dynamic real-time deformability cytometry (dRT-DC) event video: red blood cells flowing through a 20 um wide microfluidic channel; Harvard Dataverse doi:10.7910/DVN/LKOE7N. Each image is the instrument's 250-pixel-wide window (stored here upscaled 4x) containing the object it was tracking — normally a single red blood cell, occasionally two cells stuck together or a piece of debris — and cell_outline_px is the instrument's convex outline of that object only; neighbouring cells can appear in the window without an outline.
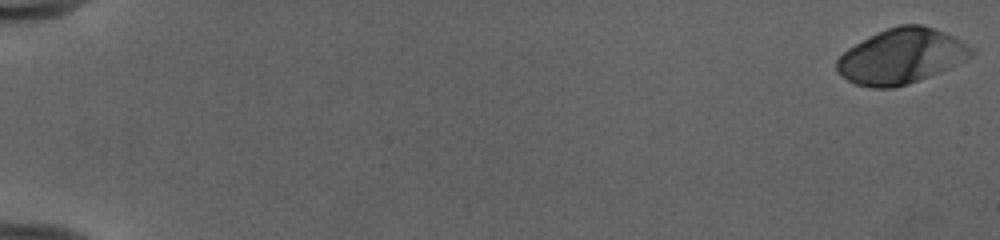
{"species": "human", "species_latin": "Homo sapiens", "temperature_condition": "cold", "stored_images_in_passage": 53, "camera_frame_rate_fps": 3000, "um_per_image_px": 0.085, "donor": {"sex": "female"}, "frame": {"image": 1, "passage_image": 1, "time_ms": 0.0, "image_size_px": [1000, 240], "cell_outline_px": [[976, 52], [972, 56], [940, 72], [908, 84], [892, 88], [872, 88], [856, 84], [848, 80], [836, 68], [836, 60], [848, 48], [888, 28], [900, 24], [920, 24], [944, 32], [976, 48]], "centroid_in_image_um": [76.65, 4.79], "position_along_channel_um": 8.4, "area_um2": 42.66}}
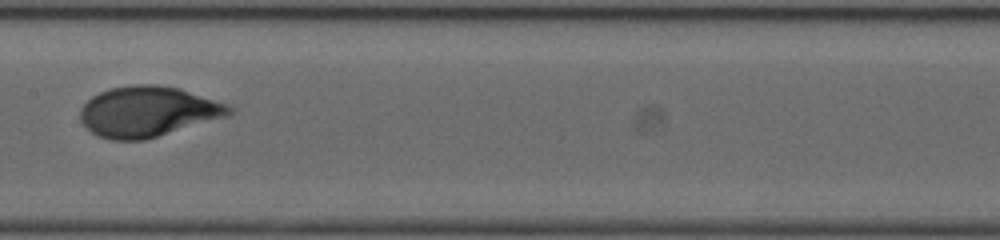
{"frame": {"image": 2, "passage_image": 30, "time_ms": 9.667, "image_size_px": [1000, 240], "cell_outline_px": [[236, 112], [224, 116], [144, 140], [112, 140], [100, 136], [92, 132], [80, 120], [80, 108], [92, 96], [100, 92], [112, 88], [136, 84], [156, 84], [176, 88], [228, 104], [236, 108]], "centroid_in_image_um": [12.55, 9.48], "position_along_channel_um": 194.9, "area_um2": 43.12}}
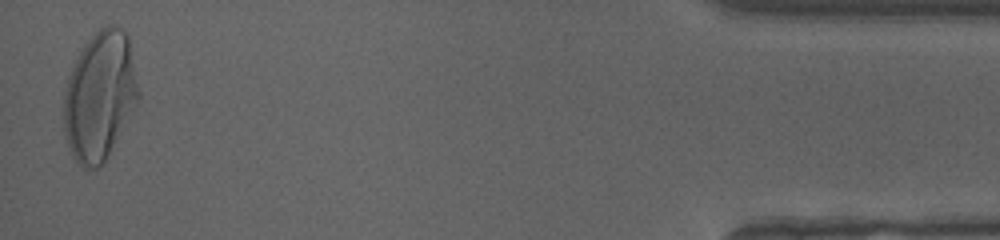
{"frame": {"image": 3, "passage_image": 53, "time_ms": 17.333, "image_size_px": [1000, 240], "cell_outline_px": [[140, 96], [136, 104], [104, 160], [96, 168], [84, 168], [72, 156], [68, 148], [64, 132], [64, 92], [68, 76], [84, 44], [100, 28], [108, 24], [112, 24], [120, 28], [128, 36], [140, 92]], "centroid_in_image_um": [8.46, 8.13], "position_along_channel_um": 426.7, "area_um2": 55.31}, "authors_computed_cell_mechanics": {"area_um2": 42.6564, "velocity_mm_per_s": 3.9631, "shape_relaxation_time_tau1_ms": 3.2165, "shape_relaxation_time_tau2_ms": null, "deformation_change_tau1": 0.194, "deformation_change_tau2": null}}